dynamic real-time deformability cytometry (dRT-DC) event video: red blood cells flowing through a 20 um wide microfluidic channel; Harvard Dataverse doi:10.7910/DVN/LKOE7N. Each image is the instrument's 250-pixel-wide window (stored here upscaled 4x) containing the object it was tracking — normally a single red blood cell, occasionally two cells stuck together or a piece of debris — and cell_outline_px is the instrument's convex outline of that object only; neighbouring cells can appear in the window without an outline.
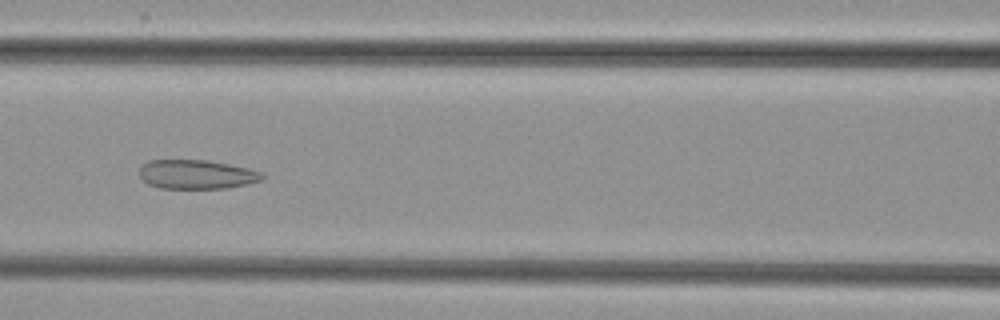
{"species": "common noctule bat (a hibernating species)", "species_latin": "Nyctalus noctula", "temperature_condition": "cold", "stored_images_in_passage": 30, "camera_frame_rate_fps": 3000, "um_per_image_px": 0.085, "animal": {"sex": "female", "body_mass_g": 29.2, "forearm_length_mm": 56.3}, "frame": {"image": 1, "passage_image": 13, "time_ms": 4.0, "image_size_px": [1000, 320], "cell_outline_px": [[264, 180], [248, 184], [228, 188], [160, 188], [148, 184], [140, 176], [140, 168], [148, 160], [208, 160], [248, 168], [260, 172], [264, 176]], "centroid_in_image_um": [16.73, 14.82], "position_along_channel_um": 149.9, "area_um2": 20.81}}
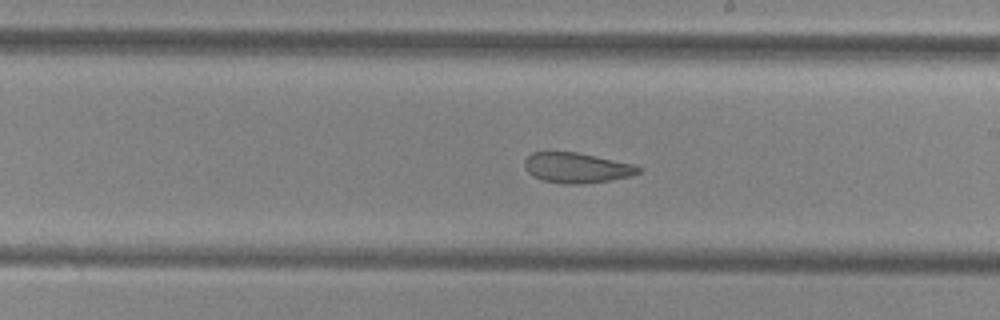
{"frame": {"image": 2, "passage_image": 20, "time_ms": 6.333, "image_size_px": [1000, 320], "cell_outline_px": [[644, 168], [640, 172], [628, 176], [608, 180], [584, 184], [564, 184], [540, 180], [532, 176], [528, 172], [524, 164], [524, 160], [532, 152], [576, 152], [636, 164]], "centroid_in_image_um": [49.02, 14.26], "position_along_channel_um": 240.0, "area_um2": 20.17}}
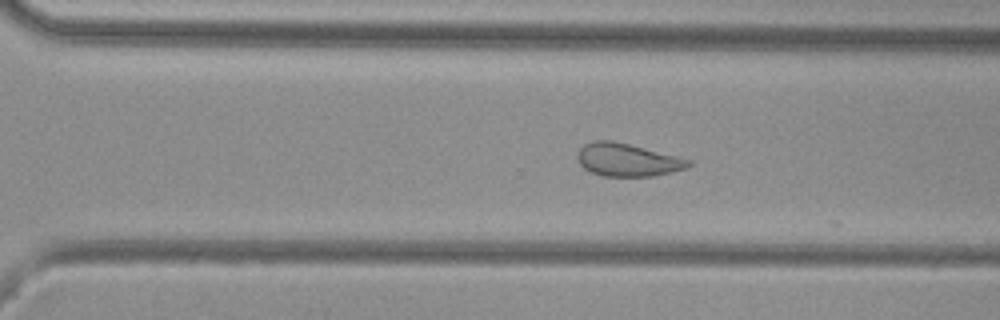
{"frame": {"image": 3, "passage_image": 26, "time_ms": 8.333, "image_size_px": [1000, 320], "cell_outline_px": [[692, 164], [688, 168], [672, 172], [652, 176], [600, 176], [584, 168], [580, 164], [576, 156], [580, 148], [584, 144], [592, 140], [612, 140], [692, 160]], "centroid_in_image_um": [53.32, 13.59], "position_along_channel_um": 317.3, "area_um2": 21.27}}